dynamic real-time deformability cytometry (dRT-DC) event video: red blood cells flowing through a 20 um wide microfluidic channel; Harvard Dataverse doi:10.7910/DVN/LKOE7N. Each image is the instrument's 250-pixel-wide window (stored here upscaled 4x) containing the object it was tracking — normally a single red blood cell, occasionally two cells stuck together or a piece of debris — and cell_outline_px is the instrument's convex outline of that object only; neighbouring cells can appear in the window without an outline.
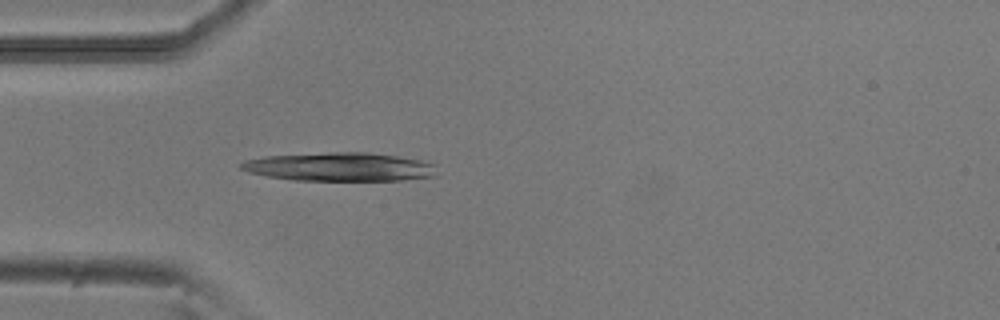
{"species": "common noctule bat (a hibernating species)", "species_latin": "Nyctalus noctula", "temperature_condition": "room temperature", "stored_images_in_passage": 2, "camera_frame_rate_fps": 3000, "um_per_image_px": 0.085, "animal": {"sex": "male", "body_mass_g": 20.5, "forearm_length_mm": 52.5}, "frame": {"image": 1, "passage_image": 2, "time_ms": 0.333, "image_size_px": [1000, 320], "cell_outline_px": [[436, 176], [404, 180], [292, 180], [268, 176], [248, 172], [240, 168], [240, 164], [244, 160], [264, 156], [332, 152], [368, 152], [396, 156], [420, 160], [436, 164]], "centroid_in_image_um": [28.88, 14.18], "position_along_channel_um": 56.1, "area_um2": 32.66}}